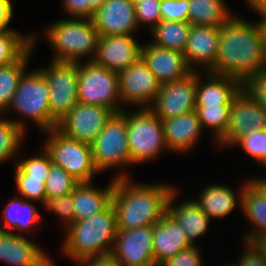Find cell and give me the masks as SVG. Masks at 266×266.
I'll return each instance as SVG.
<instances>
[{"label":"cell","mask_w":266,"mask_h":266,"mask_svg":"<svg viewBox=\"0 0 266 266\" xmlns=\"http://www.w3.org/2000/svg\"><path fill=\"white\" fill-rule=\"evenodd\" d=\"M153 226L118 230L111 255L120 266H154Z\"/></svg>","instance_id":"15"},{"label":"cell","mask_w":266,"mask_h":266,"mask_svg":"<svg viewBox=\"0 0 266 266\" xmlns=\"http://www.w3.org/2000/svg\"><path fill=\"white\" fill-rule=\"evenodd\" d=\"M249 8H253L261 17H266V0H246Z\"/></svg>","instance_id":"48"},{"label":"cell","mask_w":266,"mask_h":266,"mask_svg":"<svg viewBox=\"0 0 266 266\" xmlns=\"http://www.w3.org/2000/svg\"><path fill=\"white\" fill-rule=\"evenodd\" d=\"M91 20L99 36L133 35L139 26L131 0H105Z\"/></svg>","instance_id":"16"},{"label":"cell","mask_w":266,"mask_h":266,"mask_svg":"<svg viewBox=\"0 0 266 266\" xmlns=\"http://www.w3.org/2000/svg\"><path fill=\"white\" fill-rule=\"evenodd\" d=\"M33 35V44L14 62L0 66V113L3 115L11 105L14 93L18 88L22 75L26 72L28 60L35 46L36 36ZM35 37V38H34Z\"/></svg>","instance_id":"29"},{"label":"cell","mask_w":266,"mask_h":266,"mask_svg":"<svg viewBox=\"0 0 266 266\" xmlns=\"http://www.w3.org/2000/svg\"><path fill=\"white\" fill-rule=\"evenodd\" d=\"M104 188H96L92 182L79 183L72 192L75 221L101 213L112 204L114 179Z\"/></svg>","instance_id":"24"},{"label":"cell","mask_w":266,"mask_h":266,"mask_svg":"<svg viewBox=\"0 0 266 266\" xmlns=\"http://www.w3.org/2000/svg\"><path fill=\"white\" fill-rule=\"evenodd\" d=\"M262 32H263V37H264V44L266 47V17H261V20H259Z\"/></svg>","instance_id":"50"},{"label":"cell","mask_w":266,"mask_h":266,"mask_svg":"<svg viewBox=\"0 0 266 266\" xmlns=\"http://www.w3.org/2000/svg\"><path fill=\"white\" fill-rule=\"evenodd\" d=\"M25 129L26 126L22 120L0 118V163L15 156L24 138Z\"/></svg>","instance_id":"33"},{"label":"cell","mask_w":266,"mask_h":266,"mask_svg":"<svg viewBox=\"0 0 266 266\" xmlns=\"http://www.w3.org/2000/svg\"><path fill=\"white\" fill-rule=\"evenodd\" d=\"M141 58L162 85L185 78L193 71L182 52L159 47L152 42L142 44Z\"/></svg>","instance_id":"19"},{"label":"cell","mask_w":266,"mask_h":266,"mask_svg":"<svg viewBox=\"0 0 266 266\" xmlns=\"http://www.w3.org/2000/svg\"><path fill=\"white\" fill-rule=\"evenodd\" d=\"M161 0H141L135 3V14L138 25L149 24L152 30L161 20Z\"/></svg>","instance_id":"39"},{"label":"cell","mask_w":266,"mask_h":266,"mask_svg":"<svg viewBox=\"0 0 266 266\" xmlns=\"http://www.w3.org/2000/svg\"><path fill=\"white\" fill-rule=\"evenodd\" d=\"M198 245L191 246L170 259L162 262L160 266H203Z\"/></svg>","instance_id":"43"},{"label":"cell","mask_w":266,"mask_h":266,"mask_svg":"<svg viewBox=\"0 0 266 266\" xmlns=\"http://www.w3.org/2000/svg\"><path fill=\"white\" fill-rule=\"evenodd\" d=\"M39 156L18 160L16 165L30 178L47 179L51 168L52 160L49 153L45 150Z\"/></svg>","instance_id":"38"},{"label":"cell","mask_w":266,"mask_h":266,"mask_svg":"<svg viewBox=\"0 0 266 266\" xmlns=\"http://www.w3.org/2000/svg\"><path fill=\"white\" fill-rule=\"evenodd\" d=\"M242 88L266 111V70L249 77Z\"/></svg>","instance_id":"42"},{"label":"cell","mask_w":266,"mask_h":266,"mask_svg":"<svg viewBox=\"0 0 266 266\" xmlns=\"http://www.w3.org/2000/svg\"><path fill=\"white\" fill-rule=\"evenodd\" d=\"M65 10L71 18H91L94 9L90 6L89 0H63Z\"/></svg>","instance_id":"44"},{"label":"cell","mask_w":266,"mask_h":266,"mask_svg":"<svg viewBox=\"0 0 266 266\" xmlns=\"http://www.w3.org/2000/svg\"><path fill=\"white\" fill-rule=\"evenodd\" d=\"M231 106L196 107L201 127L210 128L218 141L226 131Z\"/></svg>","instance_id":"34"},{"label":"cell","mask_w":266,"mask_h":266,"mask_svg":"<svg viewBox=\"0 0 266 266\" xmlns=\"http://www.w3.org/2000/svg\"><path fill=\"white\" fill-rule=\"evenodd\" d=\"M220 38V27L191 26L184 50V59L192 70L199 65L208 71L216 62ZM194 64V65H193Z\"/></svg>","instance_id":"20"},{"label":"cell","mask_w":266,"mask_h":266,"mask_svg":"<svg viewBox=\"0 0 266 266\" xmlns=\"http://www.w3.org/2000/svg\"><path fill=\"white\" fill-rule=\"evenodd\" d=\"M244 244H246V251L235 266H266V259L258 249L252 243L244 242Z\"/></svg>","instance_id":"45"},{"label":"cell","mask_w":266,"mask_h":266,"mask_svg":"<svg viewBox=\"0 0 266 266\" xmlns=\"http://www.w3.org/2000/svg\"><path fill=\"white\" fill-rule=\"evenodd\" d=\"M118 83L121 103H132L140 109L153 104L162 86L141 57L118 73Z\"/></svg>","instance_id":"12"},{"label":"cell","mask_w":266,"mask_h":266,"mask_svg":"<svg viewBox=\"0 0 266 266\" xmlns=\"http://www.w3.org/2000/svg\"><path fill=\"white\" fill-rule=\"evenodd\" d=\"M9 110L29 118L42 132L57 128L58 121L50 113L49 87L39 69L22 75Z\"/></svg>","instance_id":"5"},{"label":"cell","mask_w":266,"mask_h":266,"mask_svg":"<svg viewBox=\"0 0 266 266\" xmlns=\"http://www.w3.org/2000/svg\"><path fill=\"white\" fill-rule=\"evenodd\" d=\"M236 145H240L249 156L260 163L266 157V129L250 131L233 144Z\"/></svg>","instance_id":"37"},{"label":"cell","mask_w":266,"mask_h":266,"mask_svg":"<svg viewBox=\"0 0 266 266\" xmlns=\"http://www.w3.org/2000/svg\"><path fill=\"white\" fill-rule=\"evenodd\" d=\"M254 182H257L265 191H266V178H253L251 179Z\"/></svg>","instance_id":"52"},{"label":"cell","mask_w":266,"mask_h":266,"mask_svg":"<svg viewBox=\"0 0 266 266\" xmlns=\"http://www.w3.org/2000/svg\"><path fill=\"white\" fill-rule=\"evenodd\" d=\"M104 1L105 0H89V4L94 10H96L97 8L102 6Z\"/></svg>","instance_id":"51"},{"label":"cell","mask_w":266,"mask_h":266,"mask_svg":"<svg viewBox=\"0 0 266 266\" xmlns=\"http://www.w3.org/2000/svg\"><path fill=\"white\" fill-rule=\"evenodd\" d=\"M17 189L25 200L39 201L44 204L46 200V179L30 178L17 165L14 170Z\"/></svg>","instance_id":"36"},{"label":"cell","mask_w":266,"mask_h":266,"mask_svg":"<svg viewBox=\"0 0 266 266\" xmlns=\"http://www.w3.org/2000/svg\"><path fill=\"white\" fill-rule=\"evenodd\" d=\"M78 184L79 182L64 169L52 164L45 182L46 198L71 194Z\"/></svg>","instance_id":"35"},{"label":"cell","mask_w":266,"mask_h":266,"mask_svg":"<svg viewBox=\"0 0 266 266\" xmlns=\"http://www.w3.org/2000/svg\"><path fill=\"white\" fill-rule=\"evenodd\" d=\"M66 231L62 251L74 261L111 254L118 232L113 205L90 218L71 223Z\"/></svg>","instance_id":"3"},{"label":"cell","mask_w":266,"mask_h":266,"mask_svg":"<svg viewBox=\"0 0 266 266\" xmlns=\"http://www.w3.org/2000/svg\"><path fill=\"white\" fill-rule=\"evenodd\" d=\"M118 72L97 64L94 60L78 63V102L100 105L113 113H120L122 108Z\"/></svg>","instance_id":"7"},{"label":"cell","mask_w":266,"mask_h":266,"mask_svg":"<svg viewBox=\"0 0 266 266\" xmlns=\"http://www.w3.org/2000/svg\"><path fill=\"white\" fill-rule=\"evenodd\" d=\"M266 129V111L243 88L233 97L229 121L218 146H232L252 130Z\"/></svg>","instance_id":"11"},{"label":"cell","mask_w":266,"mask_h":266,"mask_svg":"<svg viewBox=\"0 0 266 266\" xmlns=\"http://www.w3.org/2000/svg\"><path fill=\"white\" fill-rule=\"evenodd\" d=\"M252 244L266 259V235L257 237Z\"/></svg>","instance_id":"49"},{"label":"cell","mask_w":266,"mask_h":266,"mask_svg":"<svg viewBox=\"0 0 266 266\" xmlns=\"http://www.w3.org/2000/svg\"><path fill=\"white\" fill-rule=\"evenodd\" d=\"M188 22L192 26L220 27L232 16L224 0H188Z\"/></svg>","instance_id":"28"},{"label":"cell","mask_w":266,"mask_h":266,"mask_svg":"<svg viewBox=\"0 0 266 266\" xmlns=\"http://www.w3.org/2000/svg\"><path fill=\"white\" fill-rule=\"evenodd\" d=\"M152 238L156 265L193 246L186 231L168 212L153 226Z\"/></svg>","instance_id":"21"},{"label":"cell","mask_w":266,"mask_h":266,"mask_svg":"<svg viewBox=\"0 0 266 266\" xmlns=\"http://www.w3.org/2000/svg\"><path fill=\"white\" fill-rule=\"evenodd\" d=\"M197 72L185 78L163 84L149 109L161 120L196 109Z\"/></svg>","instance_id":"13"},{"label":"cell","mask_w":266,"mask_h":266,"mask_svg":"<svg viewBox=\"0 0 266 266\" xmlns=\"http://www.w3.org/2000/svg\"><path fill=\"white\" fill-rule=\"evenodd\" d=\"M43 205H45L47 210L57 214L61 218L60 220L65 223L66 228L75 222L72 193L56 198H46Z\"/></svg>","instance_id":"40"},{"label":"cell","mask_w":266,"mask_h":266,"mask_svg":"<svg viewBox=\"0 0 266 266\" xmlns=\"http://www.w3.org/2000/svg\"><path fill=\"white\" fill-rule=\"evenodd\" d=\"M46 34L55 51L53 61L79 63L88 55L89 61L95 59L100 36L91 18L58 20L49 25Z\"/></svg>","instance_id":"4"},{"label":"cell","mask_w":266,"mask_h":266,"mask_svg":"<svg viewBox=\"0 0 266 266\" xmlns=\"http://www.w3.org/2000/svg\"><path fill=\"white\" fill-rule=\"evenodd\" d=\"M247 181L243 183L239 206L255 228L253 233L248 231L243 238L245 242L252 243L257 237L266 235V191L257 182L251 179Z\"/></svg>","instance_id":"25"},{"label":"cell","mask_w":266,"mask_h":266,"mask_svg":"<svg viewBox=\"0 0 266 266\" xmlns=\"http://www.w3.org/2000/svg\"><path fill=\"white\" fill-rule=\"evenodd\" d=\"M191 24L188 21L161 20L152 30V44L184 53Z\"/></svg>","instance_id":"31"},{"label":"cell","mask_w":266,"mask_h":266,"mask_svg":"<svg viewBox=\"0 0 266 266\" xmlns=\"http://www.w3.org/2000/svg\"><path fill=\"white\" fill-rule=\"evenodd\" d=\"M127 138L131 164L144 163L167 150L163 122L149 108L127 112Z\"/></svg>","instance_id":"8"},{"label":"cell","mask_w":266,"mask_h":266,"mask_svg":"<svg viewBox=\"0 0 266 266\" xmlns=\"http://www.w3.org/2000/svg\"><path fill=\"white\" fill-rule=\"evenodd\" d=\"M177 187L170 194L167 212L178 222V224L186 231L189 242L194 246L195 240L199 236L205 235L208 230L210 218L207 214L194 202V200L181 202L179 206H172L177 196Z\"/></svg>","instance_id":"26"},{"label":"cell","mask_w":266,"mask_h":266,"mask_svg":"<svg viewBox=\"0 0 266 266\" xmlns=\"http://www.w3.org/2000/svg\"><path fill=\"white\" fill-rule=\"evenodd\" d=\"M39 70L49 87L50 113L60 121L78 103V63L51 60L48 68Z\"/></svg>","instance_id":"10"},{"label":"cell","mask_w":266,"mask_h":266,"mask_svg":"<svg viewBox=\"0 0 266 266\" xmlns=\"http://www.w3.org/2000/svg\"><path fill=\"white\" fill-rule=\"evenodd\" d=\"M208 78L203 84L197 72L196 107L231 106L233 97L242 88L234 78L206 71Z\"/></svg>","instance_id":"23"},{"label":"cell","mask_w":266,"mask_h":266,"mask_svg":"<svg viewBox=\"0 0 266 266\" xmlns=\"http://www.w3.org/2000/svg\"><path fill=\"white\" fill-rule=\"evenodd\" d=\"M13 16V6L11 0H0V28H8Z\"/></svg>","instance_id":"47"},{"label":"cell","mask_w":266,"mask_h":266,"mask_svg":"<svg viewBox=\"0 0 266 266\" xmlns=\"http://www.w3.org/2000/svg\"><path fill=\"white\" fill-rule=\"evenodd\" d=\"M0 230V261L12 266H54L44 250L22 234Z\"/></svg>","instance_id":"18"},{"label":"cell","mask_w":266,"mask_h":266,"mask_svg":"<svg viewBox=\"0 0 266 266\" xmlns=\"http://www.w3.org/2000/svg\"><path fill=\"white\" fill-rule=\"evenodd\" d=\"M43 132L49 136L44 147L52 163L60 166L79 183L92 182L99 171L94 164L91 145L67 137L57 128Z\"/></svg>","instance_id":"6"},{"label":"cell","mask_w":266,"mask_h":266,"mask_svg":"<svg viewBox=\"0 0 266 266\" xmlns=\"http://www.w3.org/2000/svg\"><path fill=\"white\" fill-rule=\"evenodd\" d=\"M134 4L140 2L141 0H131Z\"/></svg>","instance_id":"54"},{"label":"cell","mask_w":266,"mask_h":266,"mask_svg":"<svg viewBox=\"0 0 266 266\" xmlns=\"http://www.w3.org/2000/svg\"><path fill=\"white\" fill-rule=\"evenodd\" d=\"M263 70H266V47L259 21L250 23L233 15L220 26L217 60L208 71L243 84Z\"/></svg>","instance_id":"1"},{"label":"cell","mask_w":266,"mask_h":266,"mask_svg":"<svg viewBox=\"0 0 266 266\" xmlns=\"http://www.w3.org/2000/svg\"><path fill=\"white\" fill-rule=\"evenodd\" d=\"M133 36H100L94 61L118 73L127 69L141 57L142 45Z\"/></svg>","instance_id":"17"},{"label":"cell","mask_w":266,"mask_h":266,"mask_svg":"<svg viewBox=\"0 0 266 266\" xmlns=\"http://www.w3.org/2000/svg\"><path fill=\"white\" fill-rule=\"evenodd\" d=\"M33 44V35L0 28V66L16 61Z\"/></svg>","instance_id":"32"},{"label":"cell","mask_w":266,"mask_h":266,"mask_svg":"<svg viewBox=\"0 0 266 266\" xmlns=\"http://www.w3.org/2000/svg\"><path fill=\"white\" fill-rule=\"evenodd\" d=\"M33 201L25 200L23 197L15 196L5 206L3 211V228L2 231H10L11 229L26 231L30 233V229L42 219L40 214L37 212ZM7 228V229H6Z\"/></svg>","instance_id":"30"},{"label":"cell","mask_w":266,"mask_h":266,"mask_svg":"<svg viewBox=\"0 0 266 266\" xmlns=\"http://www.w3.org/2000/svg\"><path fill=\"white\" fill-rule=\"evenodd\" d=\"M95 167L100 172L131 165L127 138V111L114 113L91 144Z\"/></svg>","instance_id":"9"},{"label":"cell","mask_w":266,"mask_h":266,"mask_svg":"<svg viewBox=\"0 0 266 266\" xmlns=\"http://www.w3.org/2000/svg\"><path fill=\"white\" fill-rule=\"evenodd\" d=\"M160 11L162 20L188 21V0H161Z\"/></svg>","instance_id":"41"},{"label":"cell","mask_w":266,"mask_h":266,"mask_svg":"<svg viewBox=\"0 0 266 266\" xmlns=\"http://www.w3.org/2000/svg\"><path fill=\"white\" fill-rule=\"evenodd\" d=\"M79 266H120L111 254L87 257L76 262Z\"/></svg>","instance_id":"46"},{"label":"cell","mask_w":266,"mask_h":266,"mask_svg":"<svg viewBox=\"0 0 266 266\" xmlns=\"http://www.w3.org/2000/svg\"><path fill=\"white\" fill-rule=\"evenodd\" d=\"M176 188L167 184H136L128 174L114 177L112 205L118 230L154 226L167 213L170 194Z\"/></svg>","instance_id":"2"},{"label":"cell","mask_w":266,"mask_h":266,"mask_svg":"<svg viewBox=\"0 0 266 266\" xmlns=\"http://www.w3.org/2000/svg\"><path fill=\"white\" fill-rule=\"evenodd\" d=\"M262 165V166H264V167H266V157L265 158H263V160L259 163V165Z\"/></svg>","instance_id":"53"},{"label":"cell","mask_w":266,"mask_h":266,"mask_svg":"<svg viewBox=\"0 0 266 266\" xmlns=\"http://www.w3.org/2000/svg\"><path fill=\"white\" fill-rule=\"evenodd\" d=\"M113 114L106 107L78 102L58 121L57 129L67 137L91 145Z\"/></svg>","instance_id":"14"},{"label":"cell","mask_w":266,"mask_h":266,"mask_svg":"<svg viewBox=\"0 0 266 266\" xmlns=\"http://www.w3.org/2000/svg\"><path fill=\"white\" fill-rule=\"evenodd\" d=\"M243 188L241 186L240 193L236 196L237 193L227 186L209 185L202 190L199 199L194 202L210 219L222 218L236 208L238 201L241 203ZM237 198H239L238 201Z\"/></svg>","instance_id":"27"},{"label":"cell","mask_w":266,"mask_h":266,"mask_svg":"<svg viewBox=\"0 0 266 266\" xmlns=\"http://www.w3.org/2000/svg\"><path fill=\"white\" fill-rule=\"evenodd\" d=\"M168 150L182 153L193 149L202 132L195 110L162 120Z\"/></svg>","instance_id":"22"}]
</instances>
